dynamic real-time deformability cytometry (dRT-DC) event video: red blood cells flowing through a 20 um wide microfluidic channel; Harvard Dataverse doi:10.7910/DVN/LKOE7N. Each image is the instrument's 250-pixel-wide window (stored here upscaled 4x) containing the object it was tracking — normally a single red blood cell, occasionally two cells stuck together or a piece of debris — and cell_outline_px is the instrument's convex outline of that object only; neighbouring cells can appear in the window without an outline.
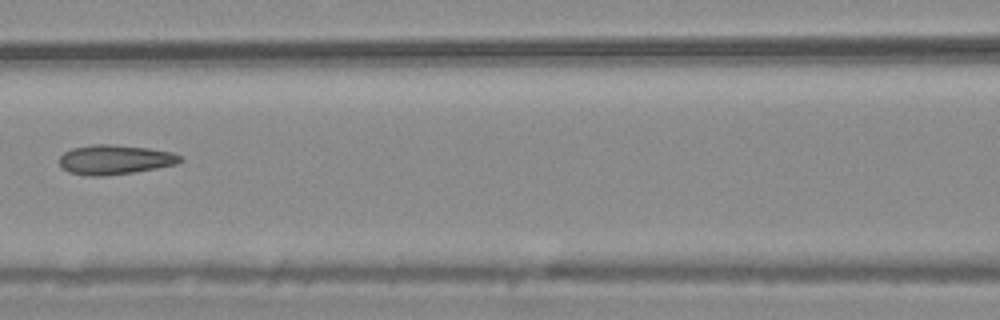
{"species": "common noctule bat (a hibernating species)", "species_latin": "Nyctalus noctula", "temperature_condition": "warm", "stored_images_in_passage": 7, "camera_frame_rate_fps": 3000, "um_per_image_px": 0.085, "animal": {"sex": "male", "body_mass_g": 20.4}, "frame": {"image": 1, "passage_image": 7, "time_ms": 2.0, "image_size_px": [1000, 320], "cell_outline_px": [[184, 160], [176, 164], [156, 168], [132, 172], [104, 176], [92, 176], [68, 172], [60, 164], [60, 156], [64, 152], [72, 148], [92, 144], [112, 144], [148, 148], [172, 152], [180, 156]], "centroid_in_image_um": [9.76, 13.56], "position_along_channel_um": 156.8, "area_um2": 20.69}}